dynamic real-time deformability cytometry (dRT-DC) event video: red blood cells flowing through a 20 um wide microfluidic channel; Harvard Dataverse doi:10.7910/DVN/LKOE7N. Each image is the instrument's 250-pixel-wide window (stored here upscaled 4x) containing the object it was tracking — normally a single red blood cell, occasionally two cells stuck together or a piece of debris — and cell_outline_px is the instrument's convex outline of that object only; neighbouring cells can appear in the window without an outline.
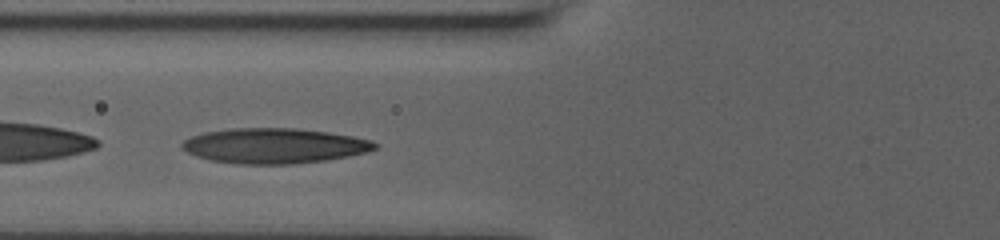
{"species": "human", "species_latin": "Homo sapiens", "temperature_condition": "room temperature", "stored_images_in_passage": 32, "camera_frame_rate_fps": 3000, "um_per_image_px": 0.085, "donor": {"sex": "male"}, "frame": {"image": 1, "passage_image": 7, "time_ms": 2.0, "image_size_px": [1000, 240], "cell_outline_px": [[380, 148], [368, 152], [348, 156], [324, 160], [292, 164], [236, 164], [212, 160], [196, 156], [180, 148], [180, 144], [184, 140], [192, 136], [204, 132], [232, 128], [296, 128], [328, 132], [352, 136], [372, 140], [380, 144]], "centroid_in_image_um": [23.34, 12.39], "position_along_channel_um": 102.5, "area_um2": 39.77}}
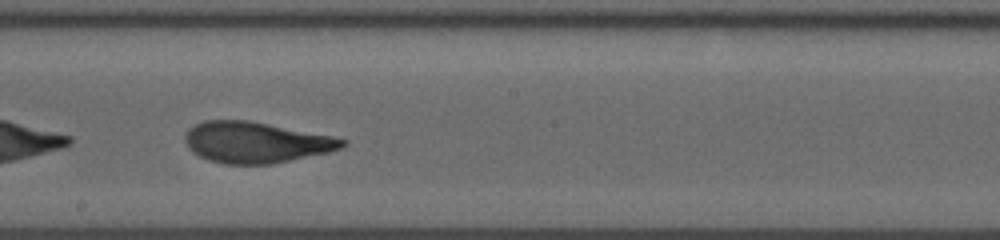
{"frame": {"image": 2, "passage_image": 17, "time_ms": 5.333, "image_size_px": [1000, 240], "cell_outline_px": [[348, 144], [344, 148], [328, 152], [272, 164], [224, 164], [208, 160], [192, 152], [188, 148], [184, 140], [184, 136], [188, 128], [204, 120], [248, 120], [332, 136], [348, 140]], "centroid_in_image_um": [21.74, 12.1], "position_along_channel_um": 226.5, "area_um2": 37.69}}
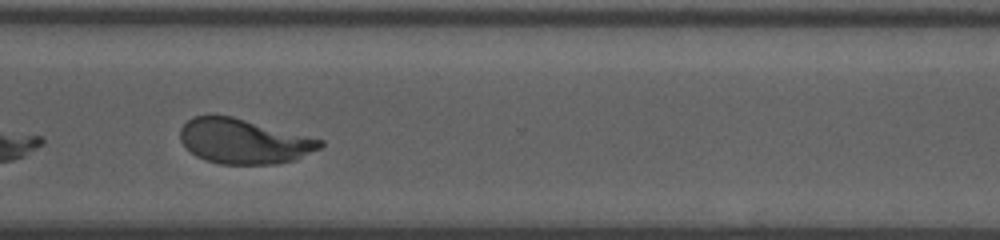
{"frame": {"image": 3, "passage_image": 27, "time_ms": 8.667, "image_size_px": [1000, 240], "cell_outline_px": [[324, 144], [320, 148], [296, 160], [276, 164], [220, 164], [204, 160], [196, 156], [180, 140], [180, 128], [192, 116], [232, 116], [324, 140]], "centroid_in_image_um": [20.73, 12.02], "position_along_channel_um": 349.9, "area_um2": 36.47}, "authors_computed_cell_mechanics": {"area_um2": 37.8301, "velocity_mm_per_s": 3.7062, "shape_relaxation_time_tau1_ms": 5.5569, "shape_relaxation_time_tau2_ms": 0.9298, "deformation_change_tau1": 0.2217, "deformation_change_tau2": 0.0816}}